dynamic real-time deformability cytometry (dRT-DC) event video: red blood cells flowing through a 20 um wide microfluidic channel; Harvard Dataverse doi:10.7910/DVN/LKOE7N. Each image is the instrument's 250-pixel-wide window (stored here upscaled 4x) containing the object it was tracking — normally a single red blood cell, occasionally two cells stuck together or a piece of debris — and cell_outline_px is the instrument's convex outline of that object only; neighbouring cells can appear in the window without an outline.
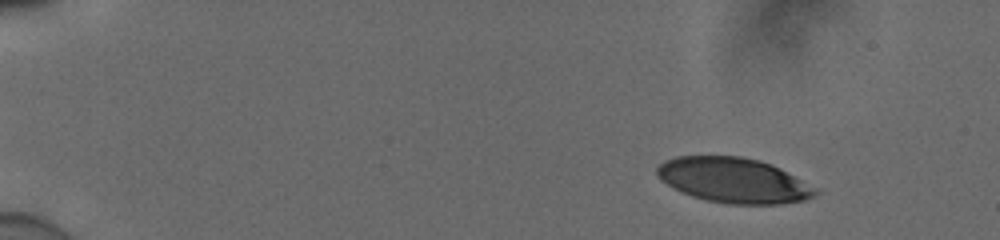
{"species": "human", "species_latin": "Homo sapiens", "temperature_condition": "cold", "stored_images_in_passage": 48, "camera_frame_rate_fps": 3000, "um_per_image_px": 0.085, "donor": {"sex": "male"}, "frame": {"image": 1, "passage_image": 1, "time_ms": 0.0, "image_size_px": [1000, 240], "cell_outline_px": [[820, 192], [816, 196], [804, 200], [784, 204], [728, 204], [704, 200], [692, 196], [672, 188], [660, 180], [656, 172], [656, 168], [664, 160], [676, 156], [740, 156], [760, 160], [780, 168]], "centroid_in_image_um": [62.31, 15.33], "position_along_channel_um": 22.7, "area_um2": 41.62}}
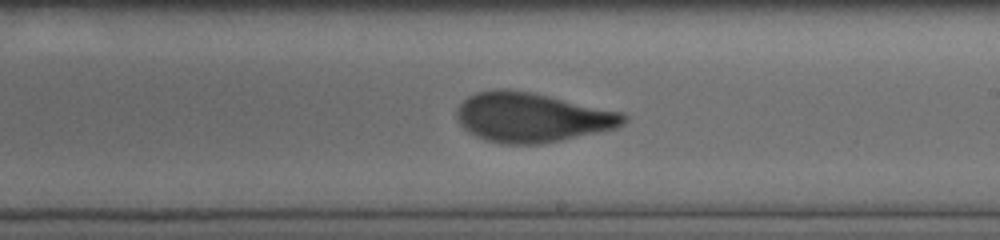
{"frame": {"image": 2, "passage_image": 28, "time_ms": 9.0, "image_size_px": [1000, 240], "cell_outline_px": [[628, 120], [624, 124], [616, 128], [544, 144], [500, 144], [476, 136], [468, 132], [460, 124], [456, 116], [456, 112], [460, 104], [468, 96], [476, 92], [528, 92], [620, 112], [628, 116]], "centroid_in_image_um": [45.22, 10.03], "position_along_channel_um": 243.8, "area_um2": 46.93}}
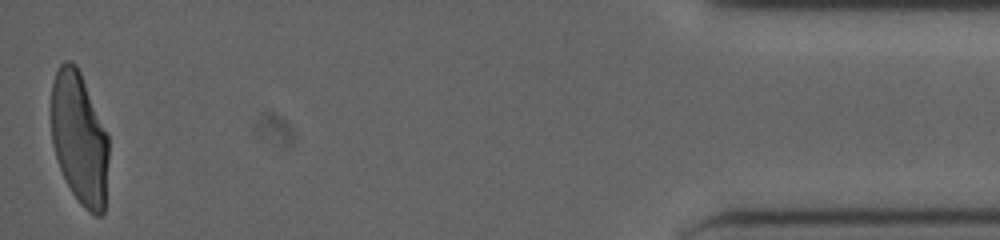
{"frame": {"image": 3, "passage_image": 48, "time_ms": 15.667, "image_size_px": [1000, 240], "cell_outline_px": [[108, 160], [104, 212], [100, 216], [96, 216], [88, 212], [80, 204], [72, 192], [60, 168], [56, 156], [52, 140], [52, 84], [56, 72], [60, 64], [64, 60], [72, 60], [76, 64], [80, 72], [108, 136]], "centroid_in_image_um": [6.75, 11.77], "position_along_channel_um": 428.4, "area_um2": 43.93}, "authors_computed_cell_mechanics": {"area_um2": 46.2978, "velocity_mm_per_s": 3.8943, "shape_relaxation_time_tau1_ms": 4.9343, "shape_relaxation_time_tau2_ms": 1.0285, "deformation_change_tau1": 0.1937, "deformation_change_tau2": 0.0866}}